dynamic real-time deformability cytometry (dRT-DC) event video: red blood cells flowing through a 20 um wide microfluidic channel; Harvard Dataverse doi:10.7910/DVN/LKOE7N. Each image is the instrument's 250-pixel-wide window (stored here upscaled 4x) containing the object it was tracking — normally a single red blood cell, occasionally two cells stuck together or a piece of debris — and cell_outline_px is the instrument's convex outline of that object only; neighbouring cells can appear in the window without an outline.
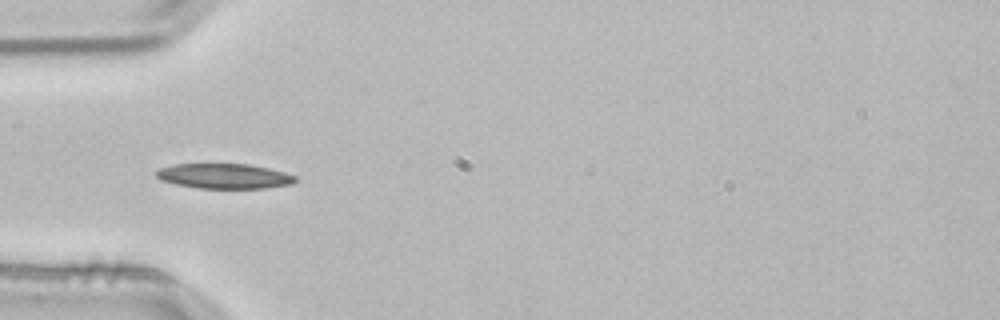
{"species": "common noctule bat (a hibernating species)", "species_latin": "Nyctalus noctula", "temperature_condition": "room temperature", "stored_images_in_passage": 4, "camera_frame_rate_fps": 3000, "um_per_image_px": 0.085, "animal": {"sex": "male", "body_mass_g": 21.5, "forearm_length_mm": 52.0}, "frame": {"image": 1, "passage_image": 4, "time_ms": 1.0, "image_size_px": [1000, 320], "cell_outline_px": [[296, 180], [292, 184], [264, 188], [200, 188], [176, 184], [160, 180], [156, 176], [156, 172], [160, 168], [172, 164], [248, 164], [268, 168], [284, 172], [296, 176]], "centroid_in_image_um": [19.05, 14.96], "position_along_channel_um": 66.0, "area_um2": 20.17}}